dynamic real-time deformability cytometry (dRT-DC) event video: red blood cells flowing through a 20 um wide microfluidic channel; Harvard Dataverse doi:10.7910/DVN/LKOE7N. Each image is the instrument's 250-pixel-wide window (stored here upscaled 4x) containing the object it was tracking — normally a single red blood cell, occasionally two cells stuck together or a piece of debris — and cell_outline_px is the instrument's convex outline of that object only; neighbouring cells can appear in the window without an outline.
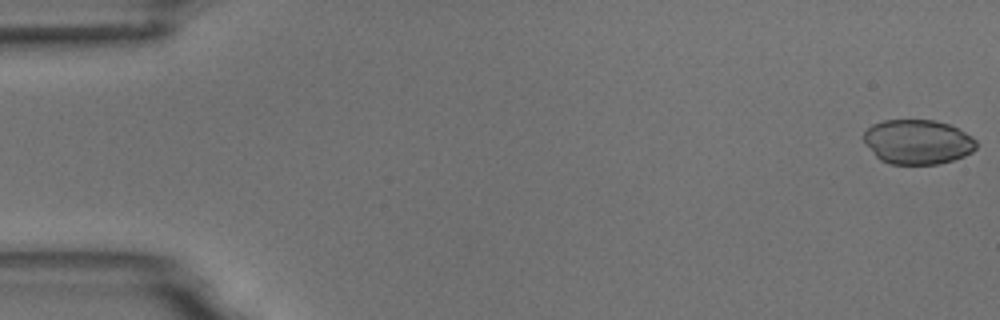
{"species": "common noctule bat (a hibernating species)", "species_latin": "Nyctalus noctula", "temperature_condition": "room temperature", "stored_images_in_passage": 5, "camera_frame_rate_fps": 3000, "um_per_image_px": 0.085, "animal": {"sex": "male", "body_mass_g": 18.8}, "frame": {"image": 1, "passage_image": 1, "time_ms": 0.0, "image_size_px": [1000, 320], "cell_outline_px": [[976, 148], [972, 152], [964, 156], [952, 160], [936, 164], [892, 164], [880, 160], [876, 156], [860, 136], [872, 124], [884, 120], [932, 120], [948, 124], [972, 136], [976, 140]], "centroid_in_image_um": [77.98, 12.06], "position_along_channel_um": 7.0, "area_um2": 29.19}}